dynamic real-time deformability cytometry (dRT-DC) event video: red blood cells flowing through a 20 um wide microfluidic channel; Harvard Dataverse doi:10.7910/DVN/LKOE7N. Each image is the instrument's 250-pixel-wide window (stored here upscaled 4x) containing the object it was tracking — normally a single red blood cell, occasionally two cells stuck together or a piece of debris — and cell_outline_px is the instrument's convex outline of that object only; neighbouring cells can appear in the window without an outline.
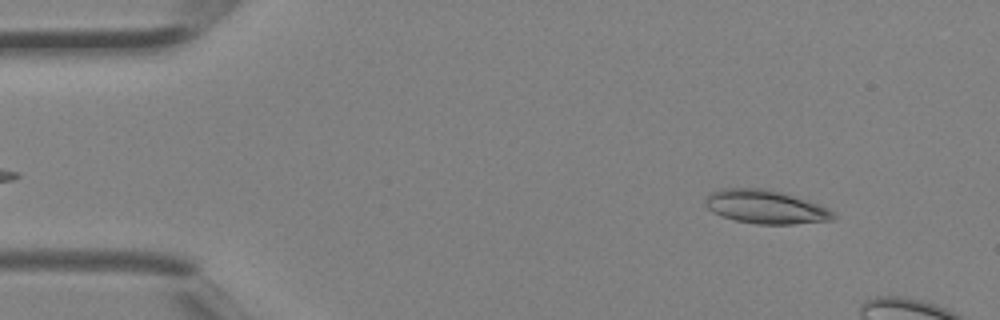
{"species": "Egyptian fruit bat (a non-hibernating species)", "species_latin": "Rousettus aegyptiacus", "temperature_condition": "room temperature", "stored_images_in_passage": 3, "camera_frame_rate_fps": 3000, "um_per_image_px": 0.085, "animal": {"sex": "female"}, "frame": {"image": 1, "passage_image": 1, "time_ms": 0.0, "image_size_px": [1000, 320], "cell_outline_px": [[836, 216], [832, 220], [792, 224], [756, 224], [736, 220], [720, 216], [712, 212], [704, 204], [704, 200], [708, 192], [720, 188], [768, 188], [784, 192], [820, 204], [828, 208]], "centroid_in_image_um": [65.03, 17.56], "position_along_channel_um": 20.0, "area_um2": 25.43}}